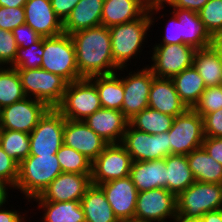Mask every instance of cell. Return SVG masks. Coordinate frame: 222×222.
<instances>
[{
  "label": "cell",
  "instance_id": "obj_27",
  "mask_svg": "<svg viewBox=\"0 0 222 222\" xmlns=\"http://www.w3.org/2000/svg\"><path fill=\"white\" fill-rule=\"evenodd\" d=\"M192 65L203 78L206 87L222 85V58L213 45L196 49Z\"/></svg>",
  "mask_w": 222,
  "mask_h": 222
},
{
  "label": "cell",
  "instance_id": "obj_37",
  "mask_svg": "<svg viewBox=\"0 0 222 222\" xmlns=\"http://www.w3.org/2000/svg\"><path fill=\"white\" fill-rule=\"evenodd\" d=\"M43 54V37H41L27 48H18L14 63L10 67L17 70L41 68Z\"/></svg>",
  "mask_w": 222,
  "mask_h": 222
},
{
  "label": "cell",
  "instance_id": "obj_47",
  "mask_svg": "<svg viewBox=\"0 0 222 222\" xmlns=\"http://www.w3.org/2000/svg\"><path fill=\"white\" fill-rule=\"evenodd\" d=\"M55 14L62 22L71 14L72 9L80 0H50Z\"/></svg>",
  "mask_w": 222,
  "mask_h": 222
},
{
  "label": "cell",
  "instance_id": "obj_16",
  "mask_svg": "<svg viewBox=\"0 0 222 222\" xmlns=\"http://www.w3.org/2000/svg\"><path fill=\"white\" fill-rule=\"evenodd\" d=\"M119 221L134 222L138 190L130 176L98 185Z\"/></svg>",
  "mask_w": 222,
  "mask_h": 222
},
{
  "label": "cell",
  "instance_id": "obj_50",
  "mask_svg": "<svg viewBox=\"0 0 222 222\" xmlns=\"http://www.w3.org/2000/svg\"><path fill=\"white\" fill-rule=\"evenodd\" d=\"M203 222H222V209L205 213L201 218Z\"/></svg>",
  "mask_w": 222,
  "mask_h": 222
},
{
  "label": "cell",
  "instance_id": "obj_51",
  "mask_svg": "<svg viewBox=\"0 0 222 222\" xmlns=\"http://www.w3.org/2000/svg\"><path fill=\"white\" fill-rule=\"evenodd\" d=\"M12 189V186L4 181L3 179L0 178V206H4L3 204H6L7 200H8V193L7 191H9V188Z\"/></svg>",
  "mask_w": 222,
  "mask_h": 222
},
{
  "label": "cell",
  "instance_id": "obj_30",
  "mask_svg": "<svg viewBox=\"0 0 222 222\" xmlns=\"http://www.w3.org/2000/svg\"><path fill=\"white\" fill-rule=\"evenodd\" d=\"M171 79L181 101L188 109H193L206 89L203 78L198 71L192 65Z\"/></svg>",
  "mask_w": 222,
  "mask_h": 222
},
{
  "label": "cell",
  "instance_id": "obj_46",
  "mask_svg": "<svg viewBox=\"0 0 222 222\" xmlns=\"http://www.w3.org/2000/svg\"><path fill=\"white\" fill-rule=\"evenodd\" d=\"M202 147L215 161L222 165V138L205 137Z\"/></svg>",
  "mask_w": 222,
  "mask_h": 222
},
{
  "label": "cell",
  "instance_id": "obj_56",
  "mask_svg": "<svg viewBox=\"0 0 222 222\" xmlns=\"http://www.w3.org/2000/svg\"><path fill=\"white\" fill-rule=\"evenodd\" d=\"M23 220H25V216H23V217L21 218L20 222H25V221H23Z\"/></svg>",
  "mask_w": 222,
  "mask_h": 222
},
{
  "label": "cell",
  "instance_id": "obj_31",
  "mask_svg": "<svg viewBox=\"0 0 222 222\" xmlns=\"http://www.w3.org/2000/svg\"><path fill=\"white\" fill-rule=\"evenodd\" d=\"M33 200L44 210L42 222H86L80 201L51 202L40 196Z\"/></svg>",
  "mask_w": 222,
  "mask_h": 222
},
{
  "label": "cell",
  "instance_id": "obj_2",
  "mask_svg": "<svg viewBox=\"0 0 222 222\" xmlns=\"http://www.w3.org/2000/svg\"><path fill=\"white\" fill-rule=\"evenodd\" d=\"M164 7L162 2L150 1L148 9L139 18L109 28L113 60L119 70L126 69V62H131L143 50L141 46L148 35L147 31L154 25L153 15L164 10Z\"/></svg>",
  "mask_w": 222,
  "mask_h": 222
},
{
  "label": "cell",
  "instance_id": "obj_11",
  "mask_svg": "<svg viewBox=\"0 0 222 222\" xmlns=\"http://www.w3.org/2000/svg\"><path fill=\"white\" fill-rule=\"evenodd\" d=\"M130 154L132 161H151L169 155L168 132L151 135L128 125L120 143Z\"/></svg>",
  "mask_w": 222,
  "mask_h": 222
},
{
  "label": "cell",
  "instance_id": "obj_18",
  "mask_svg": "<svg viewBox=\"0 0 222 222\" xmlns=\"http://www.w3.org/2000/svg\"><path fill=\"white\" fill-rule=\"evenodd\" d=\"M91 185V174L60 173L42 192L44 201L68 202L81 201Z\"/></svg>",
  "mask_w": 222,
  "mask_h": 222
},
{
  "label": "cell",
  "instance_id": "obj_5",
  "mask_svg": "<svg viewBox=\"0 0 222 222\" xmlns=\"http://www.w3.org/2000/svg\"><path fill=\"white\" fill-rule=\"evenodd\" d=\"M43 50L41 69L61 76L68 83L81 79L75 48L69 34L43 38Z\"/></svg>",
  "mask_w": 222,
  "mask_h": 222
},
{
  "label": "cell",
  "instance_id": "obj_53",
  "mask_svg": "<svg viewBox=\"0 0 222 222\" xmlns=\"http://www.w3.org/2000/svg\"><path fill=\"white\" fill-rule=\"evenodd\" d=\"M213 46L219 52V54L222 58V34L214 37Z\"/></svg>",
  "mask_w": 222,
  "mask_h": 222
},
{
  "label": "cell",
  "instance_id": "obj_19",
  "mask_svg": "<svg viewBox=\"0 0 222 222\" xmlns=\"http://www.w3.org/2000/svg\"><path fill=\"white\" fill-rule=\"evenodd\" d=\"M24 12L25 24L41 37H55L63 33V22L55 14L50 0H28Z\"/></svg>",
  "mask_w": 222,
  "mask_h": 222
},
{
  "label": "cell",
  "instance_id": "obj_57",
  "mask_svg": "<svg viewBox=\"0 0 222 222\" xmlns=\"http://www.w3.org/2000/svg\"><path fill=\"white\" fill-rule=\"evenodd\" d=\"M154 1H157V2H163L164 0H154Z\"/></svg>",
  "mask_w": 222,
  "mask_h": 222
},
{
  "label": "cell",
  "instance_id": "obj_28",
  "mask_svg": "<svg viewBox=\"0 0 222 222\" xmlns=\"http://www.w3.org/2000/svg\"><path fill=\"white\" fill-rule=\"evenodd\" d=\"M186 156L195 181L222 184V165L203 147L193 150Z\"/></svg>",
  "mask_w": 222,
  "mask_h": 222
},
{
  "label": "cell",
  "instance_id": "obj_48",
  "mask_svg": "<svg viewBox=\"0 0 222 222\" xmlns=\"http://www.w3.org/2000/svg\"><path fill=\"white\" fill-rule=\"evenodd\" d=\"M208 1L209 0H164L162 3L168 4L172 8H182L198 12Z\"/></svg>",
  "mask_w": 222,
  "mask_h": 222
},
{
  "label": "cell",
  "instance_id": "obj_13",
  "mask_svg": "<svg viewBox=\"0 0 222 222\" xmlns=\"http://www.w3.org/2000/svg\"><path fill=\"white\" fill-rule=\"evenodd\" d=\"M195 48L188 44L154 45L152 65L148 67L155 77L172 78L193 64Z\"/></svg>",
  "mask_w": 222,
  "mask_h": 222
},
{
  "label": "cell",
  "instance_id": "obj_40",
  "mask_svg": "<svg viewBox=\"0 0 222 222\" xmlns=\"http://www.w3.org/2000/svg\"><path fill=\"white\" fill-rule=\"evenodd\" d=\"M18 51L16 40L12 31H6L0 28V62L1 64L11 66L14 63Z\"/></svg>",
  "mask_w": 222,
  "mask_h": 222
},
{
  "label": "cell",
  "instance_id": "obj_14",
  "mask_svg": "<svg viewBox=\"0 0 222 222\" xmlns=\"http://www.w3.org/2000/svg\"><path fill=\"white\" fill-rule=\"evenodd\" d=\"M48 109L44 102L25 97L0 109V126L2 129L30 134Z\"/></svg>",
  "mask_w": 222,
  "mask_h": 222
},
{
  "label": "cell",
  "instance_id": "obj_34",
  "mask_svg": "<svg viewBox=\"0 0 222 222\" xmlns=\"http://www.w3.org/2000/svg\"><path fill=\"white\" fill-rule=\"evenodd\" d=\"M26 97L16 68L3 67L0 70V109Z\"/></svg>",
  "mask_w": 222,
  "mask_h": 222
},
{
  "label": "cell",
  "instance_id": "obj_3",
  "mask_svg": "<svg viewBox=\"0 0 222 222\" xmlns=\"http://www.w3.org/2000/svg\"><path fill=\"white\" fill-rule=\"evenodd\" d=\"M62 169L57 155H29L18 166V179L14 189H19L31 201L40 196Z\"/></svg>",
  "mask_w": 222,
  "mask_h": 222
},
{
  "label": "cell",
  "instance_id": "obj_22",
  "mask_svg": "<svg viewBox=\"0 0 222 222\" xmlns=\"http://www.w3.org/2000/svg\"><path fill=\"white\" fill-rule=\"evenodd\" d=\"M173 9L170 13H174L180 22L182 44H188L195 49H204L213 45L214 37L200 20L198 12L182 8Z\"/></svg>",
  "mask_w": 222,
  "mask_h": 222
},
{
  "label": "cell",
  "instance_id": "obj_23",
  "mask_svg": "<svg viewBox=\"0 0 222 222\" xmlns=\"http://www.w3.org/2000/svg\"><path fill=\"white\" fill-rule=\"evenodd\" d=\"M149 0H104L101 26L110 28L139 18L147 9Z\"/></svg>",
  "mask_w": 222,
  "mask_h": 222
},
{
  "label": "cell",
  "instance_id": "obj_15",
  "mask_svg": "<svg viewBox=\"0 0 222 222\" xmlns=\"http://www.w3.org/2000/svg\"><path fill=\"white\" fill-rule=\"evenodd\" d=\"M123 76L124 99L122 112L130 120L148 107L150 87L155 77L152 70L145 66ZM125 77V78H124Z\"/></svg>",
  "mask_w": 222,
  "mask_h": 222
},
{
  "label": "cell",
  "instance_id": "obj_1",
  "mask_svg": "<svg viewBox=\"0 0 222 222\" xmlns=\"http://www.w3.org/2000/svg\"><path fill=\"white\" fill-rule=\"evenodd\" d=\"M70 36L81 79L119 72L113 60L109 28H88Z\"/></svg>",
  "mask_w": 222,
  "mask_h": 222
},
{
  "label": "cell",
  "instance_id": "obj_9",
  "mask_svg": "<svg viewBox=\"0 0 222 222\" xmlns=\"http://www.w3.org/2000/svg\"><path fill=\"white\" fill-rule=\"evenodd\" d=\"M65 118L56 108H49L29 134V155H53L63 145Z\"/></svg>",
  "mask_w": 222,
  "mask_h": 222
},
{
  "label": "cell",
  "instance_id": "obj_26",
  "mask_svg": "<svg viewBox=\"0 0 222 222\" xmlns=\"http://www.w3.org/2000/svg\"><path fill=\"white\" fill-rule=\"evenodd\" d=\"M86 222H119L103 190L91 184L80 201Z\"/></svg>",
  "mask_w": 222,
  "mask_h": 222
},
{
  "label": "cell",
  "instance_id": "obj_29",
  "mask_svg": "<svg viewBox=\"0 0 222 222\" xmlns=\"http://www.w3.org/2000/svg\"><path fill=\"white\" fill-rule=\"evenodd\" d=\"M166 164V189L176 197L190 187L195 179L189 168L186 155H168Z\"/></svg>",
  "mask_w": 222,
  "mask_h": 222
},
{
  "label": "cell",
  "instance_id": "obj_43",
  "mask_svg": "<svg viewBox=\"0 0 222 222\" xmlns=\"http://www.w3.org/2000/svg\"><path fill=\"white\" fill-rule=\"evenodd\" d=\"M204 136L222 138V109L203 116Z\"/></svg>",
  "mask_w": 222,
  "mask_h": 222
},
{
  "label": "cell",
  "instance_id": "obj_20",
  "mask_svg": "<svg viewBox=\"0 0 222 222\" xmlns=\"http://www.w3.org/2000/svg\"><path fill=\"white\" fill-rule=\"evenodd\" d=\"M108 144H119L129 125L121 110L100 108L83 121Z\"/></svg>",
  "mask_w": 222,
  "mask_h": 222
},
{
  "label": "cell",
  "instance_id": "obj_8",
  "mask_svg": "<svg viewBox=\"0 0 222 222\" xmlns=\"http://www.w3.org/2000/svg\"><path fill=\"white\" fill-rule=\"evenodd\" d=\"M169 136V155H188L202 147L204 136L203 117L194 109H187L174 118Z\"/></svg>",
  "mask_w": 222,
  "mask_h": 222
},
{
  "label": "cell",
  "instance_id": "obj_10",
  "mask_svg": "<svg viewBox=\"0 0 222 222\" xmlns=\"http://www.w3.org/2000/svg\"><path fill=\"white\" fill-rule=\"evenodd\" d=\"M177 222L176 196L166 188L138 192L134 222Z\"/></svg>",
  "mask_w": 222,
  "mask_h": 222
},
{
  "label": "cell",
  "instance_id": "obj_21",
  "mask_svg": "<svg viewBox=\"0 0 222 222\" xmlns=\"http://www.w3.org/2000/svg\"><path fill=\"white\" fill-rule=\"evenodd\" d=\"M148 107L173 117L188 109L178 96L172 79L158 77L153 78Z\"/></svg>",
  "mask_w": 222,
  "mask_h": 222
},
{
  "label": "cell",
  "instance_id": "obj_4",
  "mask_svg": "<svg viewBox=\"0 0 222 222\" xmlns=\"http://www.w3.org/2000/svg\"><path fill=\"white\" fill-rule=\"evenodd\" d=\"M177 222L200 219L205 213L222 209V184L195 181L176 197Z\"/></svg>",
  "mask_w": 222,
  "mask_h": 222
},
{
  "label": "cell",
  "instance_id": "obj_52",
  "mask_svg": "<svg viewBox=\"0 0 222 222\" xmlns=\"http://www.w3.org/2000/svg\"><path fill=\"white\" fill-rule=\"evenodd\" d=\"M28 0H0V6L4 7H24Z\"/></svg>",
  "mask_w": 222,
  "mask_h": 222
},
{
  "label": "cell",
  "instance_id": "obj_7",
  "mask_svg": "<svg viewBox=\"0 0 222 222\" xmlns=\"http://www.w3.org/2000/svg\"><path fill=\"white\" fill-rule=\"evenodd\" d=\"M26 97L56 108L62 101L68 82L57 74L41 68L17 70Z\"/></svg>",
  "mask_w": 222,
  "mask_h": 222
},
{
  "label": "cell",
  "instance_id": "obj_6",
  "mask_svg": "<svg viewBox=\"0 0 222 222\" xmlns=\"http://www.w3.org/2000/svg\"><path fill=\"white\" fill-rule=\"evenodd\" d=\"M102 108L96 85L89 78L67 84L61 103L56 109L65 119L84 121Z\"/></svg>",
  "mask_w": 222,
  "mask_h": 222
},
{
  "label": "cell",
  "instance_id": "obj_36",
  "mask_svg": "<svg viewBox=\"0 0 222 222\" xmlns=\"http://www.w3.org/2000/svg\"><path fill=\"white\" fill-rule=\"evenodd\" d=\"M56 155L62 172L91 174L92 162L73 148L63 144Z\"/></svg>",
  "mask_w": 222,
  "mask_h": 222
},
{
  "label": "cell",
  "instance_id": "obj_33",
  "mask_svg": "<svg viewBox=\"0 0 222 222\" xmlns=\"http://www.w3.org/2000/svg\"><path fill=\"white\" fill-rule=\"evenodd\" d=\"M174 118L147 107L130 119L129 124L137 130L156 135L168 132L172 127Z\"/></svg>",
  "mask_w": 222,
  "mask_h": 222
},
{
  "label": "cell",
  "instance_id": "obj_35",
  "mask_svg": "<svg viewBox=\"0 0 222 222\" xmlns=\"http://www.w3.org/2000/svg\"><path fill=\"white\" fill-rule=\"evenodd\" d=\"M0 147L18 164L30 153V136L28 133L2 129Z\"/></svg>",
  "mask_w": 222,
  "mask_h": 222
},
{
  "label": "cell",
  "instance_id": "obj_39",
  "mask_svg": "<svg viewBox=\"0 0 222 222\" xmlns=\"http://www.w3.org/2000/svg\"><path fill=\"white\" fill-rule=\"evenodd\" d=\"M193 109L201 117L222 109V85L206 87Z\"/></svg>",
  "mask_w": 222,
  "mask_h": 222
},
{
  "label": "cell",
  "instance_id": "obj_55",
  "mask_svg": "<svg viewBox=\"0 0 222 222\" xmlns=\"http://www.w3.org/2000/svg\"><path fill=\"white\" fill-rule=\"evenodd\" d=\"M1 135H2V127L0 126V141H1Z\"/></svg>",
  "mask_w": 222,
  "mask_h": 222
},
{
  "label": "cell",
  "instance_id": "obj_12",
  "mask_svg": "<svg viewBox=\"0 0 222 222\" xmlns=\"http://www.w3.org/2000/svg\"><path fill=\"white\" fill-rule=\"evenodd\" d=\"M132 159L126 149L119 144H108L91 164V184L129 176Z\"/></svg>",
  "mask_w": 222,
  "mask_h": 222
},
{
  "label": "cell",
  "instance_id": "obj_54",
  "mask_svg": "<svg viewBox=\"0 0 222 222\" xmlns=\"http://www.w3.org/2000/svg\"><path fill=\"white\" fill-rule=\"evenodd\" d=\"M188 222H203L201 219H195V220H191V221H188Z\"/></svg>",
  "mask_w": 222,
  "mask_h": 222
},
{
  "label": "cell",
  "instance_id": "obj_45",
  "mask_svg": "<svg viewBox=\"0 0 222 222\" xmlns=\"http://www.w3.org/2000/svg\"><path fill=\"white\" fill-rule=\"evenodd\" d=\"M173 16H170L168 25L165 26L166 29V33L165 35H163V41L160 43H156V45H166V44H182V38L180 37V22L177 18V16L172 13Z\"/></svg>",
  "mask_w": 222,
  "mask_h": 222
},
{
  "label": "cell",
  "instance_id": "obj_49",
  "mask_svg": "<svg viewBox=\"0 0 222 222\" xmlns=\"http://www.w3.org/2000/svg\"><path fill=\"white\" fill-rule=\"evenodd\" d=\"M2 207L4 206H0V222H20L23 216L19 214V210H5Z\"/></svg>",
  "mask_w": 222,
  "mask_h": 222
},
{
  "label": "cell",
  "instance_id": "obj_32",
  "mask_svg": "<svg viewBox=\"0 0 222 222\" xmlns=\"http://www.w3.org/2000/svg\"><path fill=\"white\" fill-rule=\"evenodd\" d=\"M118 73L89 78L95 85L102 108L121 110L124 99L123 77ZM122 78V79H121Z\"/></svg>",
  "mask_w": 222,
  "mask_h": 222
},
{
  "label": "cell",
  "instance_id": "obj_38",
  "mask_svg": "<svg viewBox=\"0 0 222 222\" xmlns=\"http://www.w3.org/2000/svg\"><path fill=\"white\" fill-rule=\"evenodd\" d=\"M198 14L213 37L222 34V0H209Z\"/></svg>",
  "mask_w": 222,
  "mask_h": 222
},
{
  "label": "cell",
  "instance_id": "obj_24",
  "mask_svg": "<svg viewBox=\"0 0 222 222\" xmlns=\"http://www.w3.org/2000/svg\"><path fill=\"white\" fill-rule=\"evenodd\" d=\"M165 159L132 161L130 178L138 192L166 188Z\"/></svg>",
  "mask_w": 222,
  "mask_h": 222
},
{
  "label": "cell",
  "instance_id": "obj_17",
  "mask_svg": "<svg viewBox=\"0 0 222 222\" xmlns=\"http://www.w3.org/2000/svg\"><path fill=\"white\" fill-rule=\"evenodd\" d=\"M63 144L73 148L93 162L108 145L83 121L65 119Z\"/></svg>",
  "mask_w": 222,
  "mask_h": 222
},
{
  "label": "cell",
  "instance_id": "obj_42",
  "mask_svg": "<svg viewBox=\"0 0 222 222\" xmlns=\"http://www.w3.org/2000/svg\"><path fill=\"white\" fill-rule=\"evenodd\" d=\"M19 164L0 147V178L15 188Z\"/></svg>",
  "mask_w": 222,
  "mask_h": 222
},
{
  "label": "cell",
  "instance_id": "obj_41",
  "mask_svg": "<svg viewBox=\"0 0 222 222\" xmlns=\"http://www.w3.org/2000/svg\"><path fill=\"white\" fill-rule=\"evenodd\" d=\"M25 24L24 7L0 6V28L12 31L16 27Z\"/></svg>",
  "mask_w": 222,
  "mask_h": 222
},
{
  "label": "cell",
  "instance_id": "obj_25",
  "mask_svg": "<svg viewBox=\"0 0 222 222\" xmlns=\"http://www.w3.org/2000/svg\"><path fill=\"white\" fill-rule=\"evenodd\" d=\"M103 2L104 0H80L63 22V33L71 35L101 26Z\"/></svg>",
  "mask_w": 222,
  "mask_h": 222
},
{
  "label": "cell",
  "instance_id": "obj_44",
  "mask_svg": "<svg viewBox=\"0 0 222 222\" xmlns=\"http://www.w3.org/2000/svg\"><path fill=\"white\" fill-rule=\"evenodd\" d=\"M18 48H27L36 43L41 36L29 25L23 24L12 30Z\"/></svg>",
  "mask_w": 222,
  "mask_h": 222
}]
</instances>
